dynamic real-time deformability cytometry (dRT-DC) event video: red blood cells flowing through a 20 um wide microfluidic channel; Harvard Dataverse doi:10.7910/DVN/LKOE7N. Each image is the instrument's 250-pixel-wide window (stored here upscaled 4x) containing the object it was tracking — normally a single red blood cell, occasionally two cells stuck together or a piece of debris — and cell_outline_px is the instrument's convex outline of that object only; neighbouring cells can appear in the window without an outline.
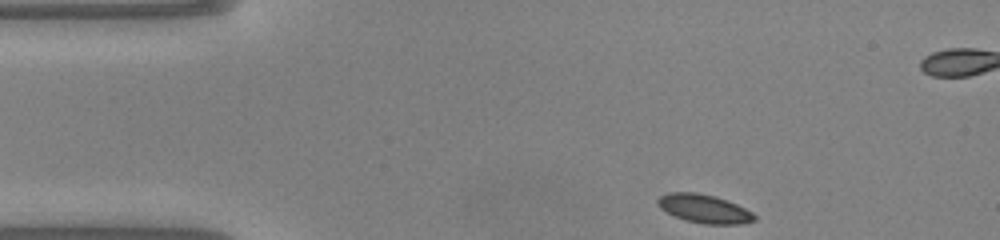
{"species": "common noctule bat (a hibernating species)", "species_latin": "Nyctalus noctula", "temperature_condition": "warm", "stored_images_in_passage": 44, "camera_frame_rate_fps": 3000, "um_per_image_px": 0.085, "animal": {"sex": "male", "body_mass_g": 20.0, "forearm_length_mm": 53.3}, "frame": {"image": 1, "passage_image": 1, "time_ms": 0.0, "image_size_px": [1000, 240], "cell_outline_px": [[756, 220], [736, 224], [708, 224], [688, 220], [676, 216], [660, 208], [656, 200], [660, 196], [668, 192], [696, 192], [716, 196], [736, 204], [752, 212], [756, 216]], "centroid_in_image_um": [59.85, 17.72], "position_along_channel_um": 25.1, "area_um2": 15.84}}
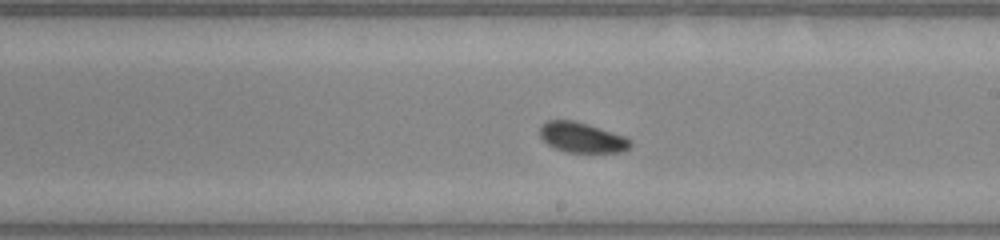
{"frame": {"image": 2, "passage_image": 21, "time_ms": 6.667, "image_size_px": [1000, 240], "cell_outline_px": [[632, 144], [628, 148], [620, 152], [564, 152], [548, 144], [540, 136], [540, 124], [548, 120], [576, 120], [624, 136], [632, 140]], "centroid_in_image_um": [49.45, 11.68], "position_along_channel_um": 239.6, "area_um2": 15.9}}
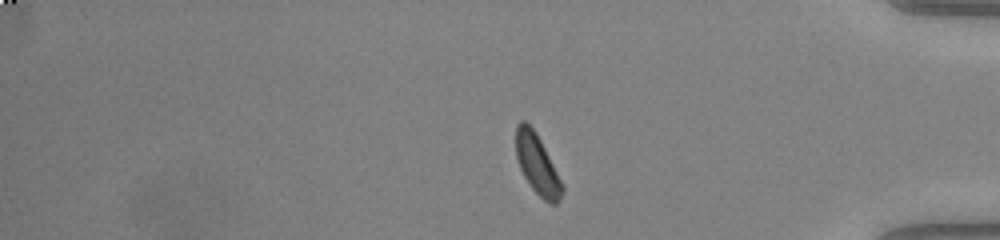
{"frame": {"image": 3, "passage_image": 34, "time_ms": 11.0, "image_size_px": [1000, 240], "cell_outline_px": [[564, 188], [560, 200], [556, 204], [548, 204], [532, 188], [524, 176], [520, 168], [516, 156], [516, 124], [520, 120], [524, 120], [536, 132]], "centroid_in_image_um": [45.64, 13.98], "position_along_channel_um": 389.6, "area_um2": 15.78}, "authors_computed_cell_mechanics": {"area_um2": 15.895, "velocity_mm_per_s": 4.0762, "shape_relaxation_time_tau1_ms": 1.1298, "shape_relaxation_time_tau2_ms": null, "deformation_change_tau1": 0.0707, "deformation_change_tau2": null}}